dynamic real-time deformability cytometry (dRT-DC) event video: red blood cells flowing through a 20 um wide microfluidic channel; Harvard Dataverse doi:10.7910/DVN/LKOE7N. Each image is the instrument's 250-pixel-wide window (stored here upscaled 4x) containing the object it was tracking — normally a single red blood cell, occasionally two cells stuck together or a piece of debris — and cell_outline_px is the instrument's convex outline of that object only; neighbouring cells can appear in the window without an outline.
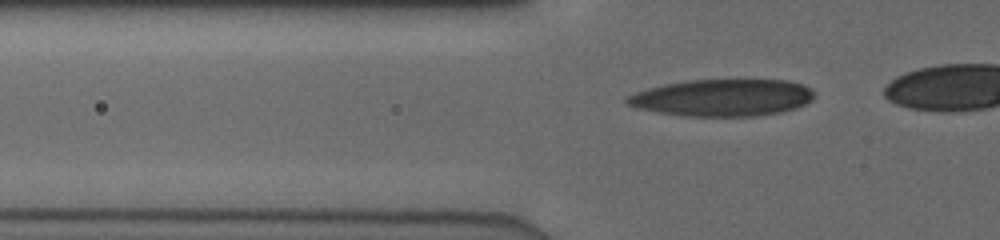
{"species": "human", "species_latin": "Homo sapiens", "temperature_condition": "cold", "stored_images_in_passage": 28, "camera_frame_rate_fps": 3000, "um_per_image_px": 0.085, "donor": {"sex": "male"}, "frame": {"image": 1, "passage_image": 2, "time_ms": 0.333, "image_size_px": [1000, 240], "cell_outline_px": [[812, 100], [796, 108], [780, 112], [756, 116], [684, 116], [656, 112], [640, 108], [628, 104], [624, 100], [628, 96], [636, 92], [648, 88], [664, 84], [688, 80], [744, 76], [788, 80], [804, 84], [812, 88]], "centroid_in_image_um": [61.47, 8.24], "position_along_channel_um": 64.3, "area_um2": 41.73}}
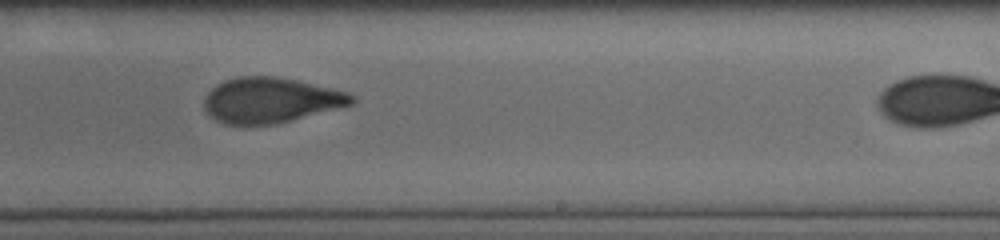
{"frame": {"image": 2, "passage_image": 18, "time_ms": 5.667, "image_size_px": [1000, 240], "cell_outline_px": [[356, 100], [352, 104], [272, 124], [224, 124], [216, 120], [204, 108], [204, 100], [208, 92], [216, 84], [224, 80], [240, 76], [276, 76], [296, 80], [348, 92], [356, 96]], "centroid_in_image_um": [22.98, 8.49], "position_along_channel_um": 266.0, "area_um2": 38.38}}
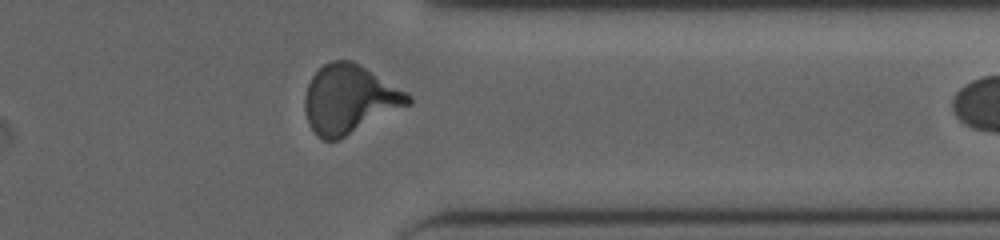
{"frame": {"image": 3, "passage_image": 27, "time_ms": 8.667, "image_size_px": [1000, 240], "cell_outline_px": [[412, 100], [408, 104], [340, 140], [324, 140], [316, 136], [308, 124], [304, 108], [304, 96], [308, 84], [312, 76], [324, 64], [332, 60], [352, 60], [360, 64], [412, 96]], "centroid_in_image_um": [29.64, 8.44], "position_along_channel_um": 381.8, "area_um2": 41.04}}